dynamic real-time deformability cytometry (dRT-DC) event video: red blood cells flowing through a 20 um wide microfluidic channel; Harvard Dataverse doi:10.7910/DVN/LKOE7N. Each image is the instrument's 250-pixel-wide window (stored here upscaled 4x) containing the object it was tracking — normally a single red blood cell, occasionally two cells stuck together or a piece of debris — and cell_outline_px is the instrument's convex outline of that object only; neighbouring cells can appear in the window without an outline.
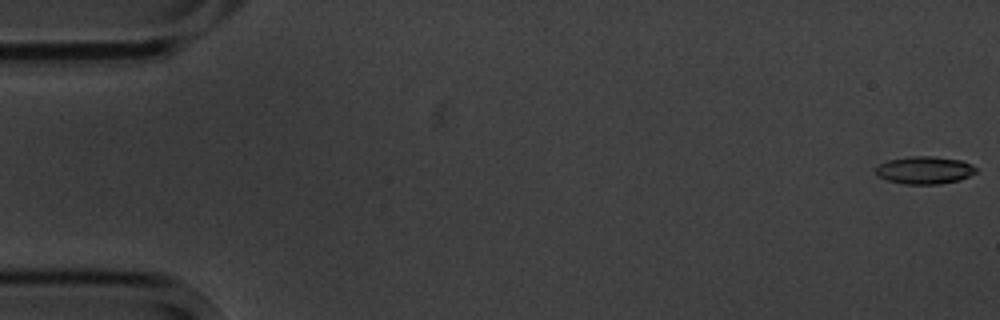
{"species": "common noctule bat (a hibernating species)", "species_latin": "Nyctalus noctula", "temperature_condition": "cold", "stored_images_in_passage": 5, "camera_frame_rate_fps": 3000, "um_per_image_px": 0.085, "animal": {"sex": "male", "body_mass_g": 20.1, "forearm_length_mm": 53.5}, "frame": {"image": 1, "passage_image": 1, "time_ms": 0.0, "image_size_px": [1000, 320], "cell_outline_px": [[976, 172], [960, 180], [940, 184], [904, 184], [888, 180], [876, 176], [876, 168], [880, 164], [888, 160], [908, 156], [932, 156], [960, 160], [972, 164], [976, 168]], "centroid_in_image_um": [78.58, 14.46], "position_along_channel_um": 6.4, "area_um2": 16.13}}